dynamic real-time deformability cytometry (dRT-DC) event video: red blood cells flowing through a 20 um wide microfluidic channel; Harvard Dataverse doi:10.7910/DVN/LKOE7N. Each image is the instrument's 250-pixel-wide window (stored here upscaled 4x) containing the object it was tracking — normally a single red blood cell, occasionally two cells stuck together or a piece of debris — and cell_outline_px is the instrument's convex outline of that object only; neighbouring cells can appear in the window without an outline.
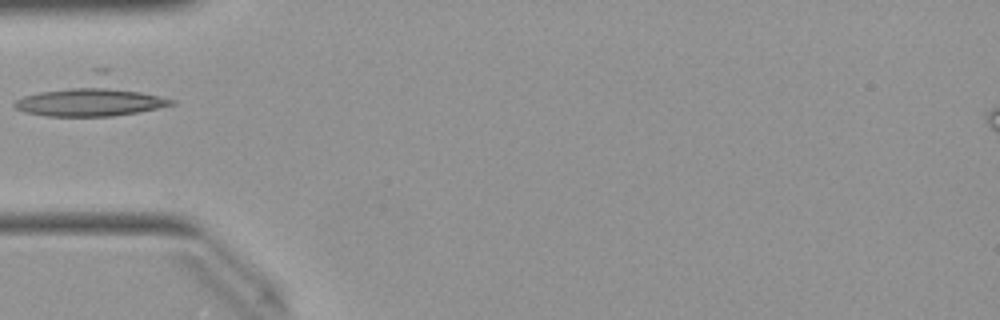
{"species": "Egyptian fruit bat (a non-hibernating species)", "species_latin": "Rousettus aegyptiacus", "temperature_condition": "warm", "stored_images_in_passage": 8, "camera_frame_rate_fps": 3000, "um_per_image_px": 0.085, "animal": {"sex": "female"}, "frame": {"image": 1, "passage_image": 1, "time_ms": 0.0, "image_size_px": [1000, 320], "cell_outline_px": [[176, 104], [140, 112], [112, 116], [44, 116], [24, 112], [16, 108], [12, 104], [16, 100], [24, 96], [40, 92], [92, 84], [96, 84], [140, 92], [160, 96], [176, 100]], "centroid_in_image_um": [7.67, 8.66], "position_along_channel_um": 77.3, "area_um2": 26.18}}
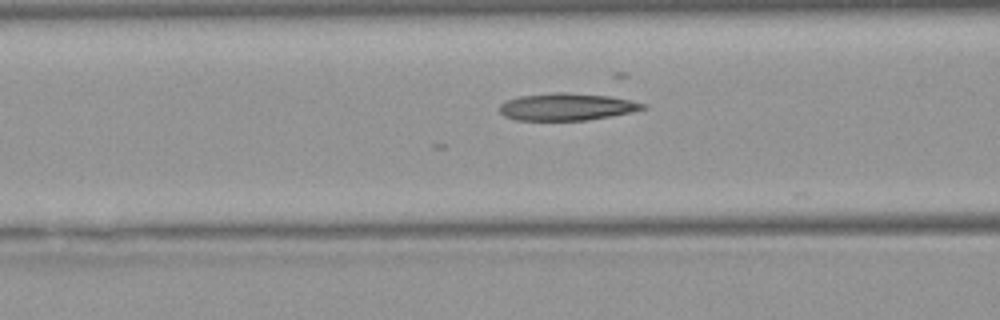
{"frame": {"image": 2, "passage_image": 4, "time_ms": 1.0, "image_size_px": [1000, 320], "cell_outline_px": [[648, 108], [632, 112], [588, 120], [516, 120], [504, 116], [500, 112], [500, 104], [508, 100], [520, 96], [556, 92], [568, 92], [608, 96], [648, 104]], "centroid_in_image_um": [48.2, 9.08], "position_along_channel_um": 118.4, "area_um2": 22.66}}
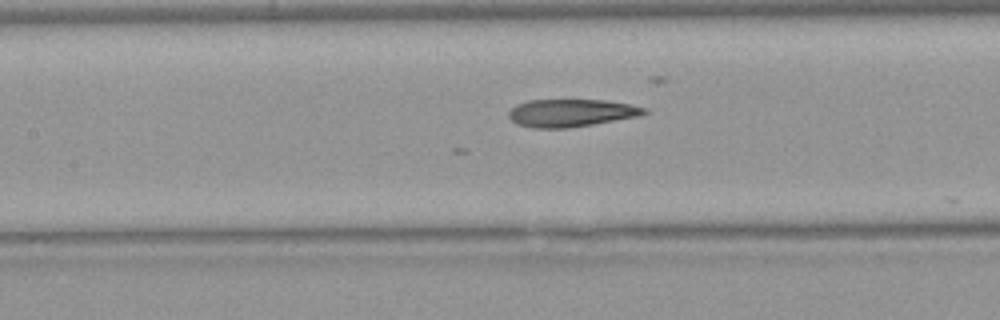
{"frame": {"image": 3, "passage_image": 7, "time_ms": 2.0, "image_size_px": [1000, 320], "cell_outline_px": [[648, 112], [640, 116], [568, 128], [532, 128], [516, 124], [508, 116], [508, 112], [516, 104], [528, 100], [608, 100], [632, 104], [648, 108]], "centroid_in_image_um": [48.56, 9.59], "position_along_channel_um": 158.8, "area_um2": 22.02}}